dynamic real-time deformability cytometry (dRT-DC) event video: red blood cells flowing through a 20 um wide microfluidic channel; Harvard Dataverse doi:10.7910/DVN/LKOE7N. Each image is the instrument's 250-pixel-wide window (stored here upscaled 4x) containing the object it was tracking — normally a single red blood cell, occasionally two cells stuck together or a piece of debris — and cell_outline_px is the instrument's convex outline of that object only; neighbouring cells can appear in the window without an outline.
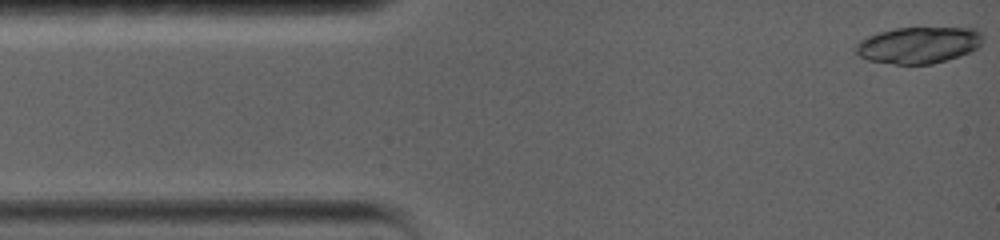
{"species": "common noctule bat (a hibernating species)", "species_latin": "Nyctalus noctula", "temperature_condition": "warm", "stored_images_in_passage": 3, "camera_frame_rate_fps": 5000, "um_per_image_px": 0.085, "animal": {"sex": "female", "body_mass_g": 19.0, "forearm_length_mm": 56.7}, "frame": {"image": 1, "passage_image": 1, "time_ms": 0.0, "image_size_px": [1000, 240], "cell_outline_px": [[984, 36], [980, 48], [960, 56], [932, 64], [896, 64], [868, 60], [860, 56], [852, 48], [860, 40], [868, 36], [880, 32], [896, 28], [976, 28]], "centroid_in_image_um": [78.11, 3.83], "position_along_channel_um": 6.9, "area_um2": 27.22}}